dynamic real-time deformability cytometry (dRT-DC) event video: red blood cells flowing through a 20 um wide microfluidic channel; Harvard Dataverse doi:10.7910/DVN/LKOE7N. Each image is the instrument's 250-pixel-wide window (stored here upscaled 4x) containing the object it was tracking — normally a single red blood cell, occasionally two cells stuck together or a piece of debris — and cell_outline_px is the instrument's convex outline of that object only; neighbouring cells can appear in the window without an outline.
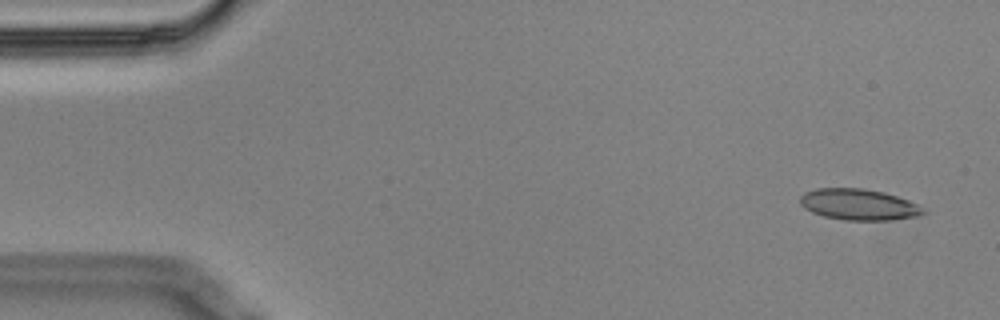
{"species": "Egyptian fruit bat (a non-hibernating species)", "species_latin": "Rousettus aegyptiacus", "temperature_condition": "cold", "stored_images_in_passage": 6, "camera_frame_rate_fps": 3000, "um_per_image_px": 0.085, "animal": {"sex": "male"}, "frame": {"image": 1, "passage_image": 1, "time_ms": 0.0, "image_size_px": [1000, 320], "cell_outline_px": [[928, 212], [920, 216], [892, 220], [844, 220], [824, 216], [812, 212], [804, 208], [800, 204], [800, 196], [804, 192], [816, 188], [860, 188], [884, 192], [908, 200], [924, 208]], "centroid_in_image_um": [73.0, 17.39], "position_along_channel_um": 12.0, "area_um2": 22.48}}
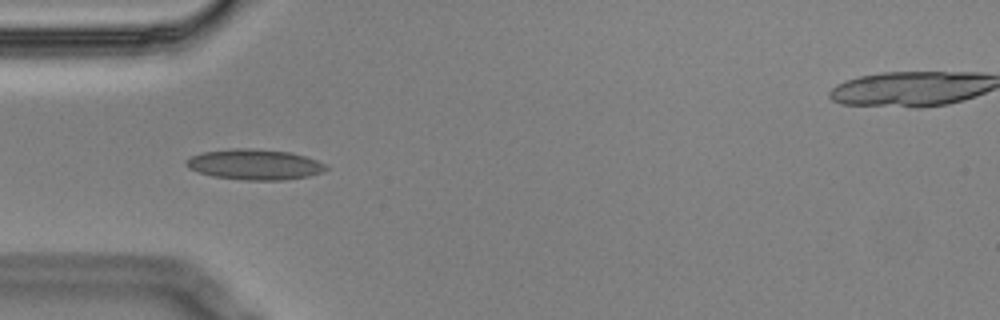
{"frame": {"image": 2, "passage_image": 5, "time_ms": 1.333, "image_size_px": [1000, 320], "cell_outline_px": [[328, 168], [324, 172], [308, 176], [284, 180], [244, 180], [212, 176], [188, 168], [184, 164], [184, 160], [192, 156], [204, 152], [232, 148], [252, 148], [292, 152], [316, 160], [324, 164]], "centroid_in_image_um": [21.63, 13.98], "position_along_channel_um": 63.4, "area_um2": 24.91}}
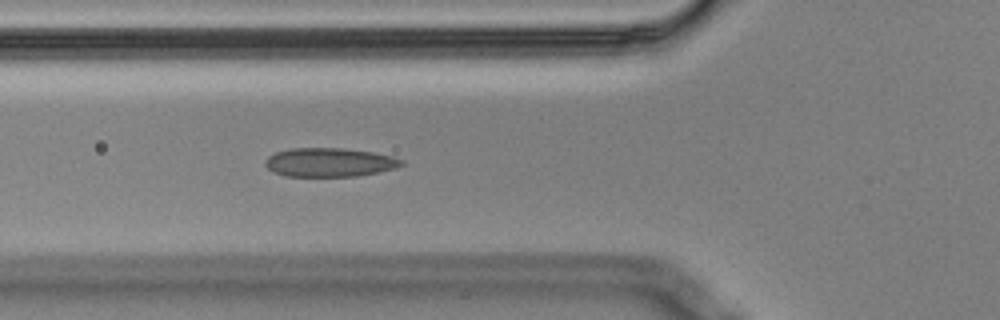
{"frame": {"image": 3, "passage_image": 6, "time_ms": 1.667, "image_size_px": [1000, 320], "cell_outline_px": [[404, 164], [396, 168], [356, 176], [284, 176], [268, 168], [264, 164], [268, 156], [276, 152], [292, 148], [340, 148], [372, 152], [392, 156], [404, 160]], "centroid_in_image_um": [28.01, 13.79], "position_along_channel_um": 97.8, "area_um2": 22.72}}